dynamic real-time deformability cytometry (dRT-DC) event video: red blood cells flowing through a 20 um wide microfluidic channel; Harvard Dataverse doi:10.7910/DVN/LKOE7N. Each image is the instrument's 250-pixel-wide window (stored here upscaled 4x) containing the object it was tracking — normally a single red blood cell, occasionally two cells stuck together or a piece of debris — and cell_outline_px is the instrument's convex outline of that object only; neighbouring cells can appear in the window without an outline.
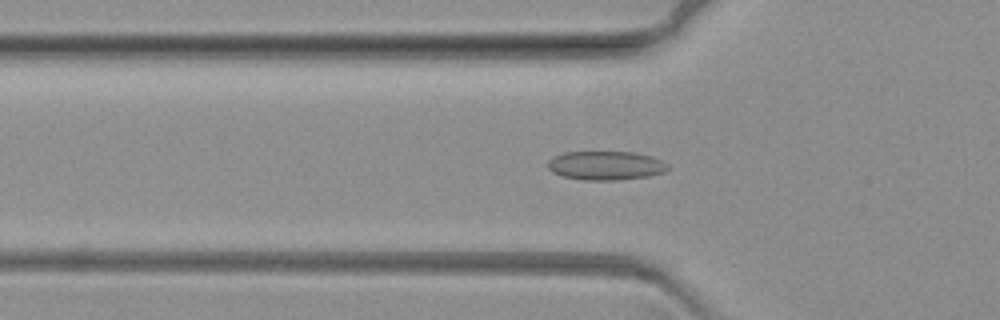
{"species": "common noctule bat (a hibernating species)", "species_latin": "Nyctalus noctula", "temperature_condition": "warm", "stored_images_in_passage": 32, "camera_frame_rate_fps": 3000, "um_per_image_px": 0.085, "animal": {"sex": "female", "body_mass_g": 19.3, "forearm_length_mm": 54.1}, "frame": {"image": 1, "passage_image": 8, "time_ms": 2.333, "image_size_px": [1000, 320], "cell_outline_px": [[668, 168], [664, 172], [648, 176], [616, 180], [584, 180], [564, 176], [552, 172], [548, 168], [548, 160], [564, 152], [632, 152], [652, 156], [668, 164]], "centroid_in_image_um": [51.49, 14.07], "position_along_channel_um": 74.3, "area_um2": 20.06}}
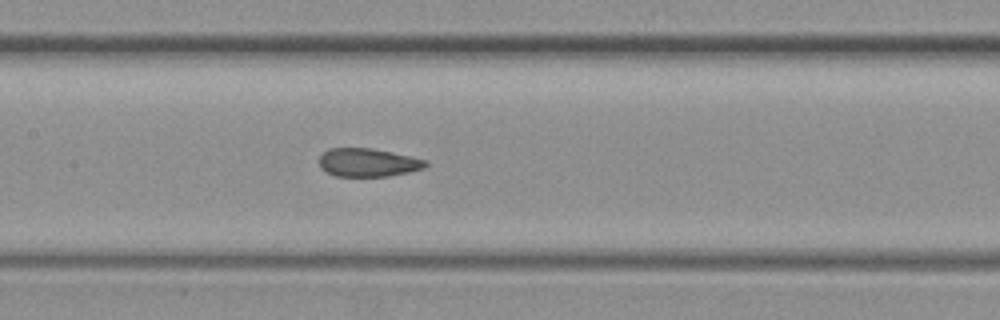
{"frame": {"image": 2, "passage_image": 18, "time_ms": 5.667, "image_size_px": [1000, 320], "cell_outline_px": [[428, 164], [424, 168], [408, 172], [388, 176], [336, 176], [324, 172], [320, 168], [320, 156], [328, 148], [372, 148], [392, 152], [428, 160]], "centroid_in_image_um": [31.27, 13.81], "position_along_channel_um": 176.1, "area_um2": 17.63}}
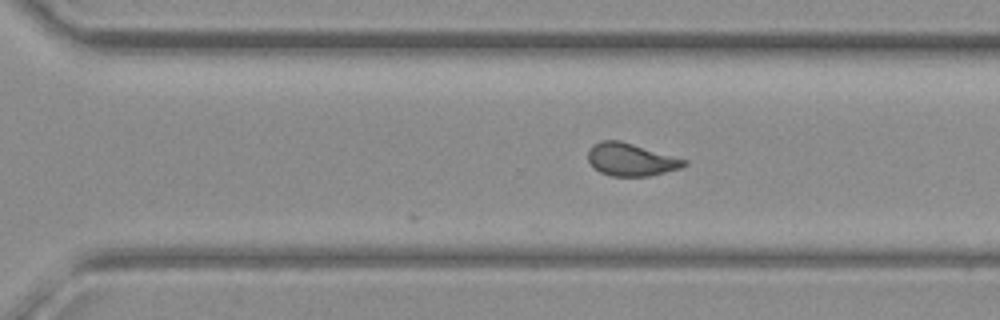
{"frame": {"image": 3, "passage_image": 32, "time_ms": 10.333, "image_size_px": [1000, 320], "cell_outline_px": [[688, 164], [680, 168], [648, 176], [612, 176], [600, 172], [588, 160], [588, 148], [592, 144], [600, 140], [620, 140], [688, 160]], "centroid_in_image_um": [53.62, 13.55], "position_along_channel_um": 317.0, "area_um2": 18.26}}